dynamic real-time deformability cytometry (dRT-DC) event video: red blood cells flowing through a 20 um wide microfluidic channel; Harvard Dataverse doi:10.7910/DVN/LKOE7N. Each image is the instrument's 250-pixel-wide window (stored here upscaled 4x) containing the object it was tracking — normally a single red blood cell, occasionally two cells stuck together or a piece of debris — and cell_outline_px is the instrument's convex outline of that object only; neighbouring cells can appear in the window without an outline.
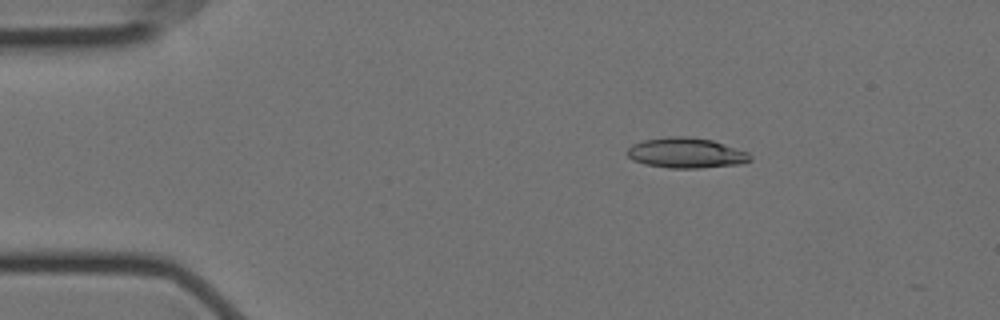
{"species": "Egyptian fruit bat (a non-hibernating species)", "species_latin": "Rousettus aegyptiacus", "temperature_condition": "cold", "stored_images_in_passage": 4, "camera_frame_rate_fps": 3000, "um_per_image_px": 0.085, "animal": {"sex": "female"}, "frame": {"image": 1, "passage_image": 2, "time_ms": 0.333, "image_size_px": [1000, 320], "cell_outline_px": [[752, 160], [740, 164], [700, 168], [668, 168], [644, 164], [632, 160], [624, 152], [632, 144], [644, 140], [668, 136], [684, 136], [712, 140], [748, 152], [752, 156]], "centroid_in_image_um": [58.29, 13.0], "position_along_channel_um": 26.7, "area_um2": 21.85}}